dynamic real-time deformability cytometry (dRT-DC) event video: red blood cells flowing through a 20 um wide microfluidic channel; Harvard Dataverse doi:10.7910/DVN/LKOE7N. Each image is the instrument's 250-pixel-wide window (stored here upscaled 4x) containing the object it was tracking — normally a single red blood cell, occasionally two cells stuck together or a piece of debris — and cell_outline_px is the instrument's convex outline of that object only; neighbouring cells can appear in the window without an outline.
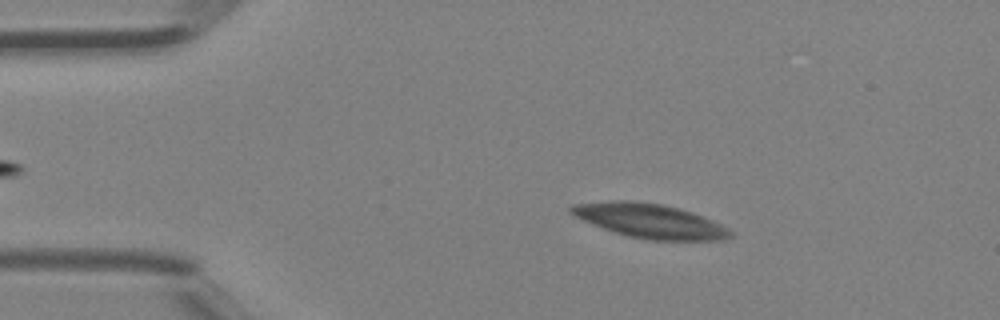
{"species": "Egyptian fruit bat (a non-hibernating species)", "species_latin": "Rousettus aegyptiacus", "temperature_condition": "room temperature", "stored_images_in_passage": 3, "camera_frame_rate_fps": 3000, "um_per_image_px": 0.085, "animal": {"sex": "female"}, "frame": {"image": 1, "passage_image": 2, "time_ms": 0.333, "image_size_px": [1000, 320], "cell_outline_px": [[732, 236], [724, 240], [648, 240], [628, 236], [592, 224], [568, 212], [568, 208], [572, 204], [608, 200], [632, 200], [660, 204], [680, 208], [692, 212], [712, 220], [728, 228], [732, 232]], "centroid_in_image_um": [55.23, 18.76], "position_along_channel_um": 29.8, "area_um2": 31.79}}